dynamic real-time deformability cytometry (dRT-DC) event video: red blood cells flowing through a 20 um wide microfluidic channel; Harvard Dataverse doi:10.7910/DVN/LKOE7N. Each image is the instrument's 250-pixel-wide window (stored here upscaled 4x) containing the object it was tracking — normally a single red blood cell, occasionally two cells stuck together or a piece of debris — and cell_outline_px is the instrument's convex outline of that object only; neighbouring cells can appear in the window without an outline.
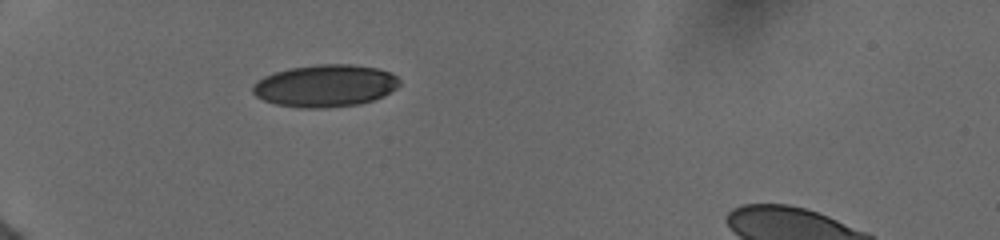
{"species": "human", "species_latin": "Homo sapiens", "temperature_condition": "cold", "stored_images_in_passage": 1, "camera_frame_rate_fps": 3000, "um_per_image_px": 0.085, "donor": {"sex": "female"}, "frame": {"image": 1, "passage_image": 1, "time_ms": 0.0, "image_size_px": [1000, 240], "cell_outline_px": [[400, 84], [396, 88], [384, 96], [360, 104], [328, 108], [300, 108], [276, 104], [264, 100], [256, 96], [252, 92], [252, 84], [264, 76], [288, 68], [320, 64], [352, 64], [376, 68], [388, 72], [396, 76], [400, 80]], "centroid_in_image_um": [27.63, 7.29], "position_along_channel_um": 57.4, "area_um2": 36.24}}